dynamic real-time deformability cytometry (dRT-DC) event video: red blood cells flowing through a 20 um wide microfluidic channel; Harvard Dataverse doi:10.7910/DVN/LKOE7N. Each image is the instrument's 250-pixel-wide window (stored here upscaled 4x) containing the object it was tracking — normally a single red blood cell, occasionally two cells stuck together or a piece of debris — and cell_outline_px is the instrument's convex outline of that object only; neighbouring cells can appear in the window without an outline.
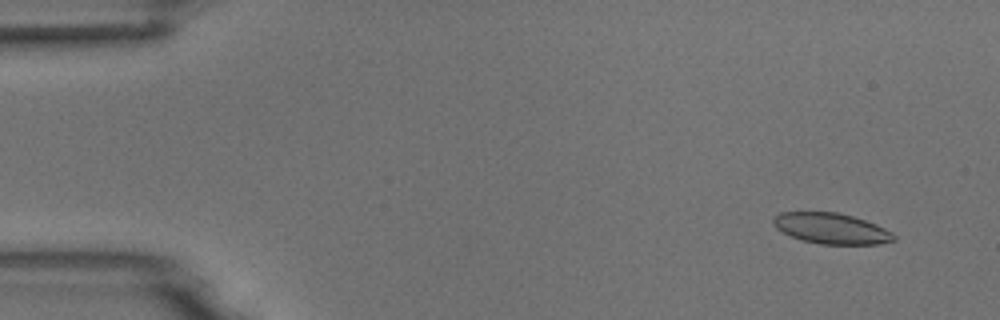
{"species": "common noctule bat (a hibernating species)", "species_latin": "Nyctalus noctula", "temperature_condition": "room temperature", "stored_images_in_passage": 5, "camera_frame_rate_fps": 3000, "um_per_image_px": 0.085, "animal": {"sex": "male", "body_mass_g": 18.8}, "frame": {"image": 1, "passage_image": 2, "time_ms": 1.0, "image_size_px": [1000, 320], "cell_outline_px": [[896, 240], [880, 244], [820, 244], [800, 240], [776, 228], [772, 224], [772, 220], [780, 212], [836, 212], [852, 216], [876, 224], [892, 232], [896, 236]], "centroid_in_image_um": [70.67, 19.42], "position_along_channel_um": 14.3, "area_um2": 21.56}}
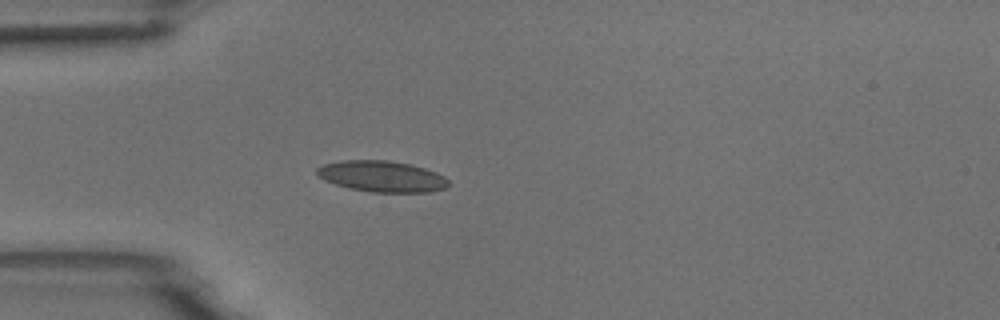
{"frame": {"image": 2, "passage_image": 5, "time_ms": 4.667, "image_size_px": [1000, 320], "cell_outline_px": [[448, 184], [444, 188], [432, 192], [372, 192], [348, 188], [324, 180], [316, 172], [316, 168], [324, 164], [340, 160], [388, 160], [412, 164], [436, 172], [444, 176], [448, 180]], "centroid_in_image_um": [32.46, 14.98], "position_along_channel_um": 52.5, "area_um2": 23.87}}